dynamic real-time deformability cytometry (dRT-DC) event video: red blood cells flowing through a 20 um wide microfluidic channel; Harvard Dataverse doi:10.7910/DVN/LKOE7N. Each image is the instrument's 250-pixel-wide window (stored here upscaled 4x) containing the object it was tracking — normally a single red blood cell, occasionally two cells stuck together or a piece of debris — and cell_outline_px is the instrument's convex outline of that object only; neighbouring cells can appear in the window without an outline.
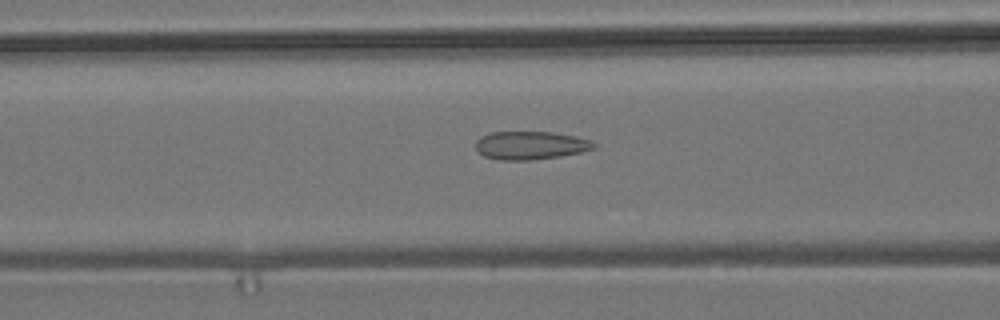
{"species": "common noctule bat (a hibernating species)", "species_latin": "Nyctalus noctula", "temperature_condition": "room temperature", "stored_images_in_passage": 42, "camera_frame_rate_fps": 3000, "um_per_image_px": 0.085, "animal": {"sex": "male", "body_mass_g": 19.2, "forearm_length_mm": 51.8}, "frame": {"image": 1, "passage_image": 17, "time_ms": 5.333, "image_size_px": [1000, 320], "cell_outline_px": [[596, 148], [580, 152], [560, 156], [528, 160], [500, 160], [484, 156], [476, 148], [476, 140], [480, 136], [492, 132], [552, 132], [576, 136], [592, 140], [596, 144]], "centroid_in_image_um": [45.11, 12.35], "position_along_channel_um": 121.5, "area_um2": 19.42}}
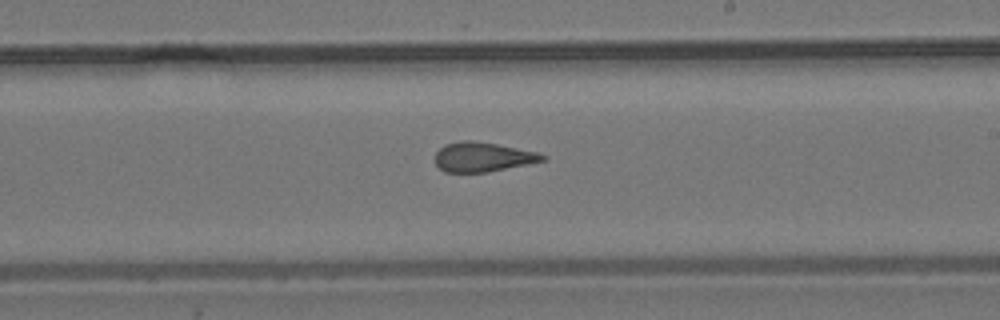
{"frame": {"image": 2, "passage_image": 27, "time_ms": 8.667, "image_size_px": [1000, 320], "cell_outline_px": [[548, 160], [484, 172], [444, 172], [436, 164], [436, 152], [444, 144], [460, 140], [472, 140], [496, 144], [540, 152], [548, 156]], "centroid_in_image_um": [41.06, 13.33], "position_along_channel_um": 247.9, "area_um2": 18.5}}
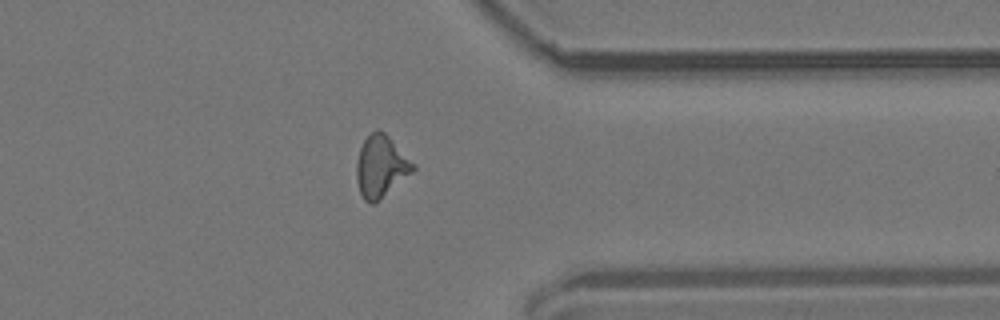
{"frame": {"image": 3, "passage_image": 38, "time_ms": 12.333, "image_size_px": [1000, 320], "cell_outline_px": [[416, 168], [412, 172], [372, 204], [368, 204], [364, 200], [360, 192], [356, 180], [356, 164], [360, 148], [364, 140], [376, 128], [384, 132], [416, 164]], "centroid_in_image_um": [32.36, 14.12], "position_along_channel_um": 379.0, "area_um2": 20.0}}